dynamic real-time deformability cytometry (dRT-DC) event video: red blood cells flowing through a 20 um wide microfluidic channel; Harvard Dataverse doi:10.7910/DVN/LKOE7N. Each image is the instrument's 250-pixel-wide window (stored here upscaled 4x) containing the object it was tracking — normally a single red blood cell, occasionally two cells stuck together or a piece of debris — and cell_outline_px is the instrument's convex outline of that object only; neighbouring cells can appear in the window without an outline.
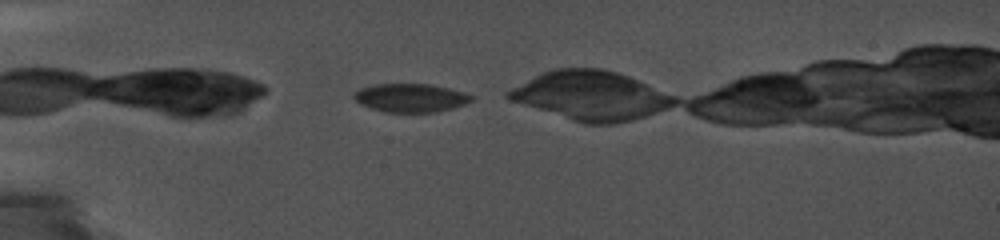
{"species": "common noctule bat (a hibernating species)", "species_latin": "Nyctalus noctula", "temperature_condition": "cold", "stored_images_in_passage": 21, "camera_frame_rate_fps": 5000, "um_per_image_px": 0.085, "animal": {"sex": "female", "body_mass_g": 19.0, "forearm_length_mm": 56.7}, "frame": {"image": 1, "passage_image": 1, "time_ms": 0.0, "image_size_px": [1000, 240], "cell_outline_px": [[476, 96], [472, 100], [464, 104], [452, 108], [436, 112], [384, 112], [360, 104], [352, 96], [352, 92], [360, 88], [376, 84], [432, 84], [464, 92]], "centroid_in_image_um": [34.9, 8.31], "position_along_channel_um": 50.1, "area_um2": 19.59}}
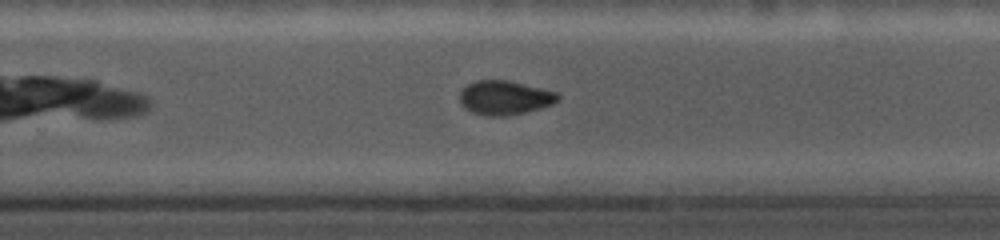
{"frame": {"image": 2, "passage_image": 15, "time_ms": 7.0, "image_size_px": [1000, 240], "cell_outline_px": [[560, 96], [552, 104], [540, 108], [508, 116], [484, 116], [472, 112], [464, 108], [460, 104], [460, 92], [468, 84], [476, 80], [512, 80], [560, 92]], "centroid_in_image_um": [42.91, 8.29], "position_along_channel_um": 286.9, "area_um2": 19.83}}